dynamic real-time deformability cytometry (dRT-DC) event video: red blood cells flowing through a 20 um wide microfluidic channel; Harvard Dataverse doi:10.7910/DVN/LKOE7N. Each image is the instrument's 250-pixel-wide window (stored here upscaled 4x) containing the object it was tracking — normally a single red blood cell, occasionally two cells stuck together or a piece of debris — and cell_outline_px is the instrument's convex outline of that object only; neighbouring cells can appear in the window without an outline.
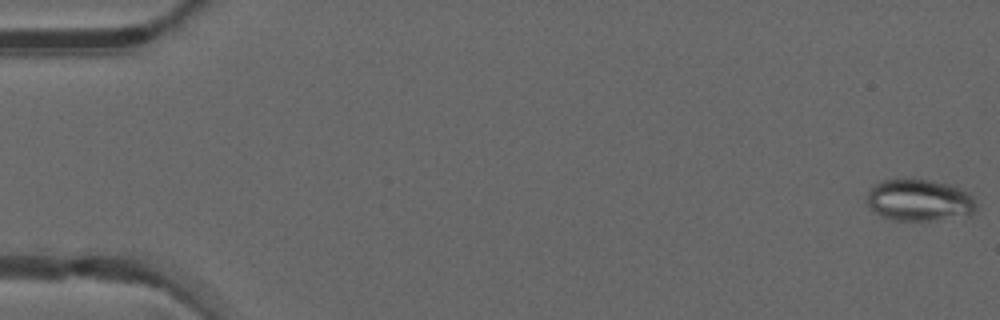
{"species": "common noctule bat (a hibernating species)", "species_latin": "Nyctalus noctula", "temperature_condition": "warm", "stored_images_in_passage": 49, "camera_frame_rate_fps": 3000, "um_per_image_px": 0.085, "animal": {"sex": "male", "forearm_length_mm": 52.5}, "frame": {"image": 1, "passage_image": 1, "time_ms": 0.0, "image_size_px": [1000, 320], "cell_outline_px": [[976, 208], [972, 216], [936, 220], [892, 220], [876, 212], [868, 204], [868, 188], [884, 180], [904, 176], [912, 176], [948, 184], [960, 188], [972, 196], [976, 204]], "centroid_in_image_um": [78.16, 16.98], "position_along_channel_um": 6.8, "area_um2": 27.22}}
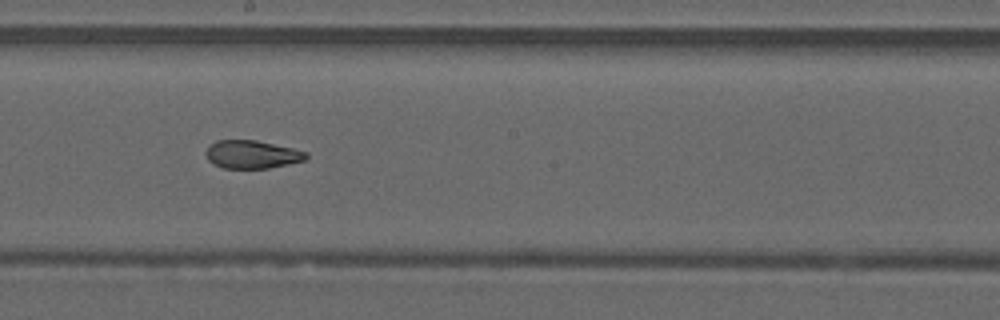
{"frame": {"image": 2, "passage_image": 28, "time_ms": 9.0, "image_size_px": [1000, 320], "cell_outline_px": [[308, 156], [304, 160], [288, 164], [268, 168], [224, 168], [212, 164], [208, 160], [204, 152], [216, 140], [256, 140], [292, 148], [308, 152]], "centroid_in_image_um": [21.4, 13.13], "position_along_channel_um": 226.8, "area_um2": 16.36}}
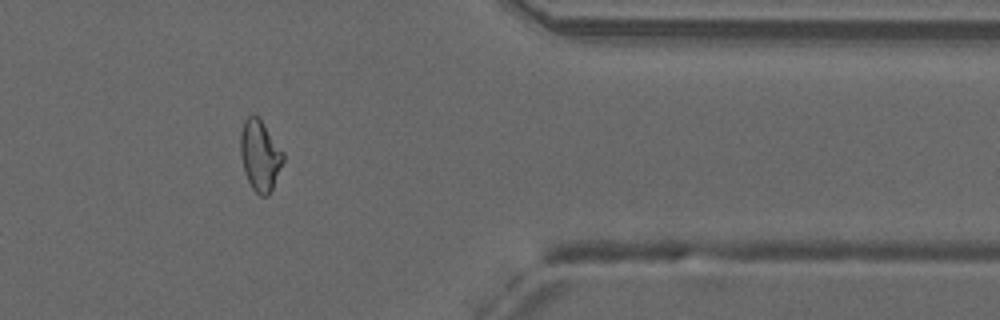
{"frame": {"image": 3, "passage_image": 41, "time_ms": 13.333, "image_size_px": [1000, 320], "cell_outline_px": [[284, 160], [272, 188], [268, 196], [260, 196], [252, 188], [244, 172], [240, 152], [240, 132], [244, 120], [252, 112], [260, 120], [284, 152]], "centroid_in_image_um": [22.08, 13.21], "position_along_channel_um": 389.3, "area_um2": 17.51}, "authors_computed_cell_mechanics": {"area_um2": 18.8428, "velocity_mm_per_s": 4.1968, "shape_relaxation_time_tau1_ms": null, "shape_relaxation_time_tau2_ms": 1.9718, "deformation_change_tau1": null, "deformation_change_tau2": 0.0797}}